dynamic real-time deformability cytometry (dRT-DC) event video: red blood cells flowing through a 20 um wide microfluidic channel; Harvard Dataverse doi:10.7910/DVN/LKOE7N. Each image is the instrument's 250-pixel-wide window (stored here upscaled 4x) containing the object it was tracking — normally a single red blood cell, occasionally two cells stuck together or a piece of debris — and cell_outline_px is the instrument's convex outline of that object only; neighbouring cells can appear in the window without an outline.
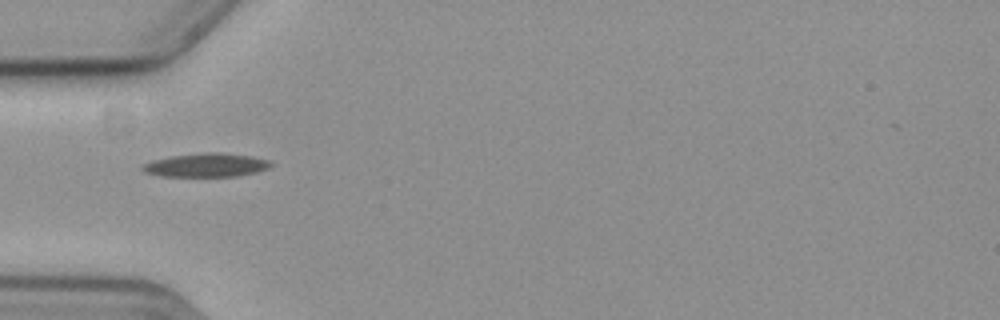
{"species": "common noctule bat (a hibernating species)", "species_latin": "Nyctalus noctula", "temperature_condition": "cold", "stored_images_in_passage": 40, "camera_frame_rate_fps": 3000, "um_per_image_px": 0.085, "animal": {"sex": "female", "body_mass_g": 19.3, "forearm_length_mm": 54.1}, "frame": {"image": 1, "passage_image": 1, "time_ms": 0.0, "image_size_px": [1000, 320], "cell_outline_px": [[272, 164], [268, 168], [256, 172], [236, 176], [160, 176], [144, 172], [140, 168], [144, 164], [152, 160], [172, 156], [204, 152], [220, 152], [248, 156], [268, 160]], "centroid_in_image_um": [17.49, 14.03], "position_along_channel_um": 67.5, "area_um2": 17.51}}
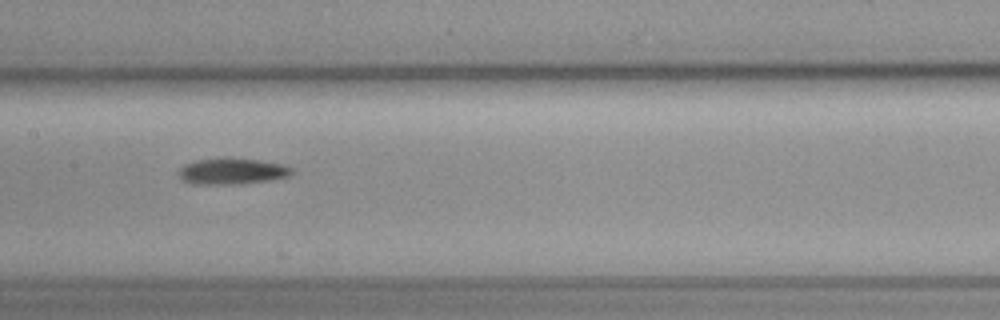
{"frame": {"image": 2, "passage_image": 11, "time_ms": 3.333, "image_size_px": [1000, 320], "cell_outline_px": [[292, 172], [288, 176], [268, 180], [236, 184], [192, 184], [180, 180], [176, 172], [184, 164], [196, 160], [228, 156], [260, 160], [280, 164], [292, 168]], "centroid_in_image_um": [19.62, 14.54], "position_along_channel_um": 187.8, "area_um2": 17.57}}
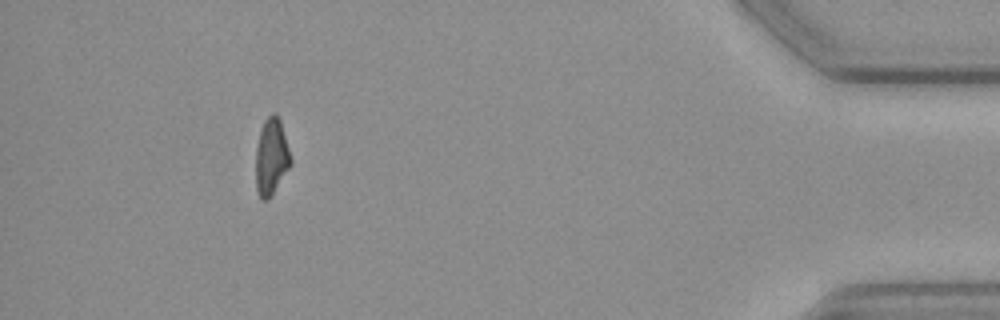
{"frame": {"image": 3, "passage_image": 35, "time_ms": 11.333, "image_size_px": [1000, 320], "cell_outline_px": [[292, 164], [268, 200], [260, 200], [256, 192], [256, 148], [260, 132], [264, 120], [272, 112], [276, 112], [280, 120], [292, 160]], "centroid_in_image_um": [23.06, 13.34], "position_along_channel_um": 412.1, "area_um2": 15.66}}